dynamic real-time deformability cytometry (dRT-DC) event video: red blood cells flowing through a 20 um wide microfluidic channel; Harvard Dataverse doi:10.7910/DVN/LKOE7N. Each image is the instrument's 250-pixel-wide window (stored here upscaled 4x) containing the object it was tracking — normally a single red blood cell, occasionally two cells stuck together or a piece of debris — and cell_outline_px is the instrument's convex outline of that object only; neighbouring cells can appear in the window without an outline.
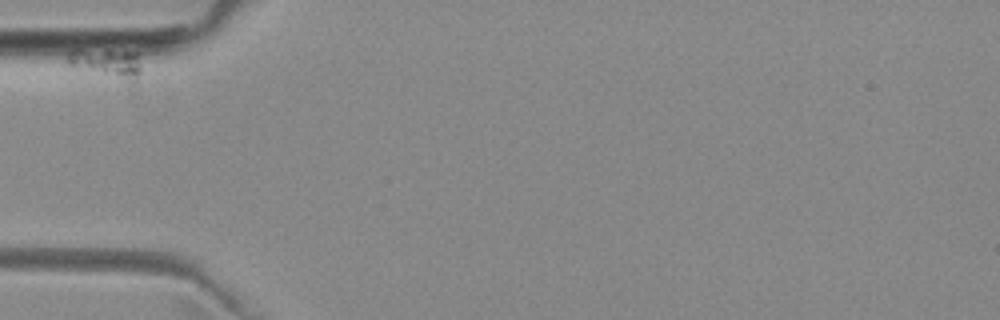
{"species": "common noctule bat (a hibernating species)", "species_latin": "Nyctalus noctula", "temperature_condition": "room temperature", "stored_images_in_passage": 2, "camera_frame_rate_fps": 3000, "um_per_image_px": 0.085, "animal": {"sex": "female", "body_mass_g": 29.2, "forearm_length_mm": 56.3}, "frame": {"image": 1, "passage_image": 1, "time_ms": 0.0, "image_size_px": [1000, 320], "cell_outline_px": [[140, 72], [132, 84], [68, 64], [68, 52], [72, 48], [108, 48], [136, 52], [140, 64]], "centroid_in_image_um": [9.1, 5.31], "position_along_channel_um": 75.9, "area_um2": 13.01}}